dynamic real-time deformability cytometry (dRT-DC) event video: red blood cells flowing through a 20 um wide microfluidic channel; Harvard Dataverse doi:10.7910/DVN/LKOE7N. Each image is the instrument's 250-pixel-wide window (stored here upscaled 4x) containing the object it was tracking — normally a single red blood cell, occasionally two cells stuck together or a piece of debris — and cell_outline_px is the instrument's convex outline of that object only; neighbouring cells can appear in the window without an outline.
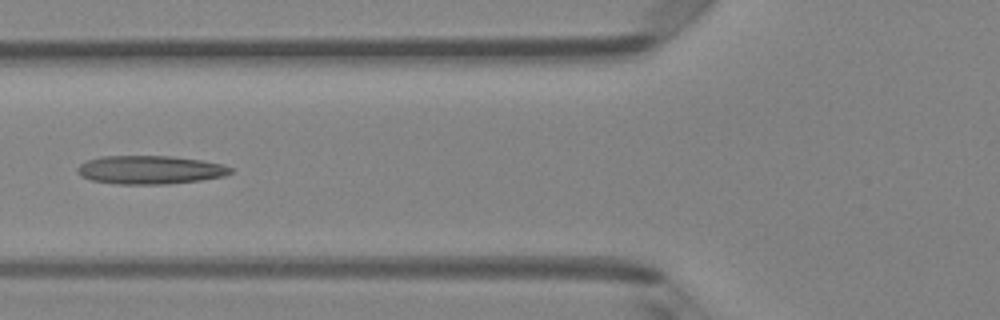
{"species": "Egyptian fruit bat (a non-hibernating species)", "species_latin": "Rousettus aegyptiacus", "temperature_condition": "room temperature", "stored_images_in_passage": 6, "camera_frame_rate_fps": 3000, "um_per_image_px": 0.085, "animal": {"sex": "female"}, "frame": {"image": 1, "passage_image": 5, "time_ms": 1.333, "image_size_px": [1000, 320], "cell_outline_px": [[232, 172], [224, 176], [200, 180], [168, 184], [116, 184], [92, 180], [80, 176], [76, 172], [76, 168], [80, 164], [88, 160], [100, 156], [168, 156], [200, 160], [224, 164], [232, 168]], "centroid_in_image_um": [12.73, 14.44], "position_along_channel_um": 113.1, "area_um2": 25.43}}
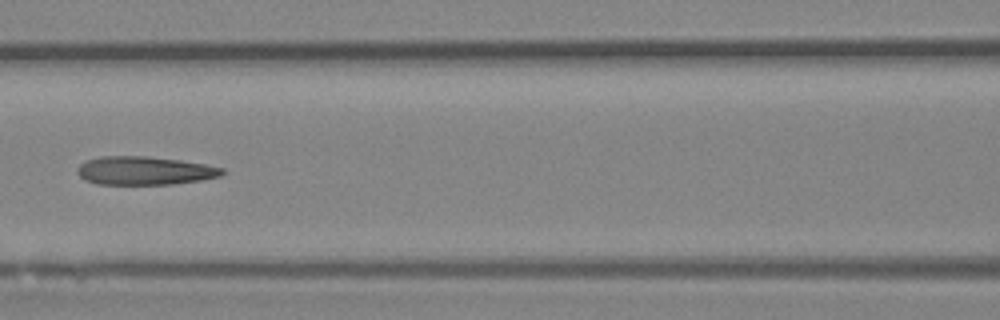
{"frame": {"image": 2, "passage_image": 6, "time_ms": 1.667, "image_size_px": [1000, 320], "cell_outline_px": [[224, 172], [220, 176], [200, 180], [172, 184], [96, 184], [84, 180], [76, 172], [76, 168], [80, 164], [88, 160], [100, 156], [148, 156], [180, 160], [204, 164], [224, 168]], "centroid_in_image_um": [12.25, 14.5], "position_along_channel_um": 154.3, "area_um2": 23.99}}